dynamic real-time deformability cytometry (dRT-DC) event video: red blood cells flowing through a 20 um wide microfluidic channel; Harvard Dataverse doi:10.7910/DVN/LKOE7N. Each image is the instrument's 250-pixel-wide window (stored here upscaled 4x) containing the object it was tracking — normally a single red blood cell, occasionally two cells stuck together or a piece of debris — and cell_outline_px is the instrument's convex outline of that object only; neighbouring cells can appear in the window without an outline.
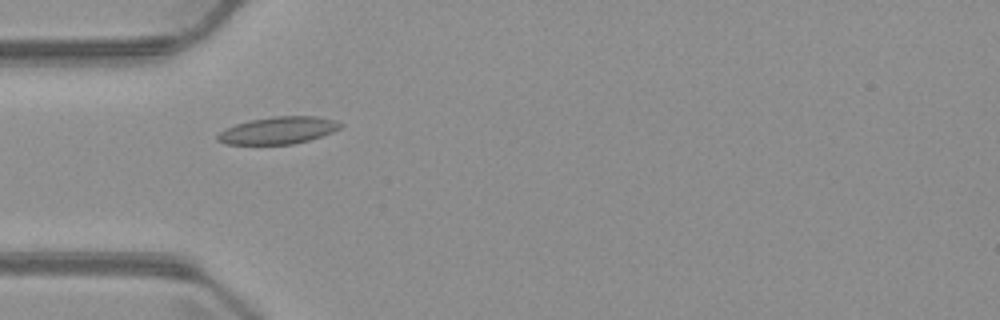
{"species": "common noctule bat (a hibernating species)", "species_latin": "Nyctalus noctula", "temperature_condition": "warm", "stored_images_in_passage": 4, "camera_frame_rate_fps": 3000, "um_per_image_px": 0.085, "animal": {"sex": "male", "body_mass_g": 23.1, "forearm_length_mm": 52.7}, "frame": {"image": 1, "passage_image": 3, "time_ms": 2.667, "image_size_px": [1000, 320], "cell_outline_px": [[344, 124], [340, 128], [332, 132], [308, 140], [292, 144], [224, 144], [216, 140], [216, 136], [224, 128], [236, 124], [252, 120], [272, 116], [316, 116], [336, 120]], "centroid_in_image_um": [23.63, 11.08], "position_along_channel_um": 61.4, "area_um2": 19.42}}
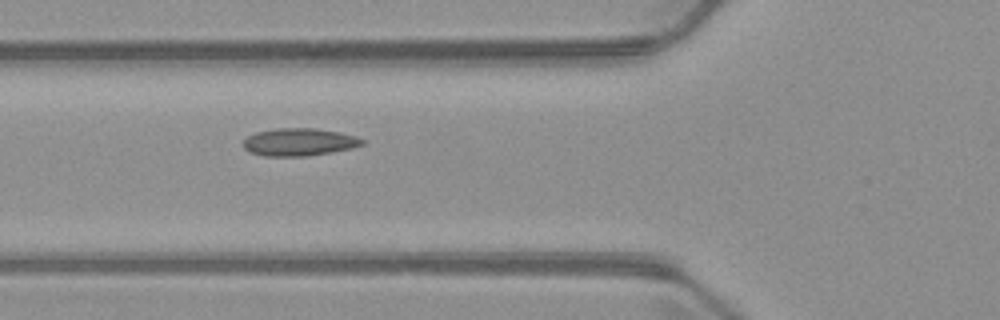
{"frame": {"image": 2, "passage_image": 4, "time_ms": 3.667, "image_size_px": [1000, 320], "cell_outline_px": [[364, 144], [352, 148], [332, 152], [308, 156], [264, 156], [248, 152], [244, 148], [244, 140], [248, 136], [256, 132], [276, 128], [316, 128], [340, 132], [356, 136], [364, 140]], "centroid_in_image_um": [25.43, 12.07], "position_along_channel_um": 100.4, "area_um2": 19.25}}